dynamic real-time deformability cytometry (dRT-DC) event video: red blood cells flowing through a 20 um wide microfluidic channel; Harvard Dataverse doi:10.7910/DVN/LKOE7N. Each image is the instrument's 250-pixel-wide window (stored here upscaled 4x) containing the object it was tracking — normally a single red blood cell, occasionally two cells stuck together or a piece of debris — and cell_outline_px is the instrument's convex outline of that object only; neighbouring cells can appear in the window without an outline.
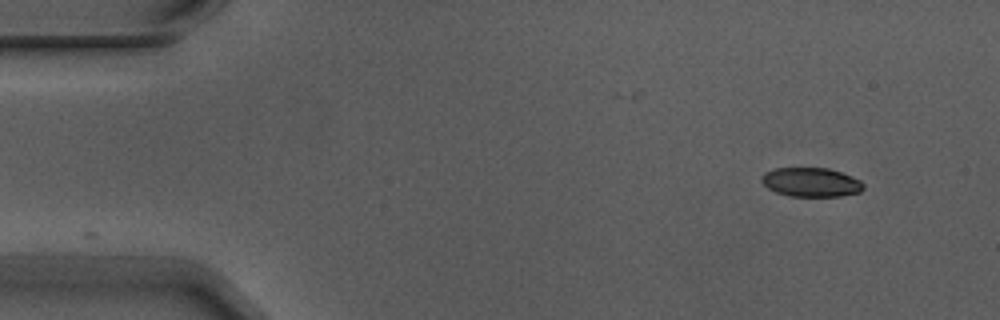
{"species": "Egyptian fruit bat (a non-hibernating species)", "species_latin": "Rousettus aegyptiacus", "temperature_condition": "warm", "stored_images_in_passage": 4, "camera_frame_rate_fps": 3000, "um_per_image_px": 0.085, "animal": {"sex": "male"}, "frame": {"image": 1, "passage_image": 1, "time_ms": 0.0, "image_size_px": [1000, 320], "cell_outline_px": [[864, 188], [860, 192], [840, 196], [788, 196], [776, 192], [768, 188], [760, 180], [760, 176], [764, 172], [776, 168], [828, 168], [840, 172], [860, 180], [864, 184]], "centroid_in_image_um": [68.91, 15.49], "position_along_channel_um": 16.1, "area_um2": 17.28}}
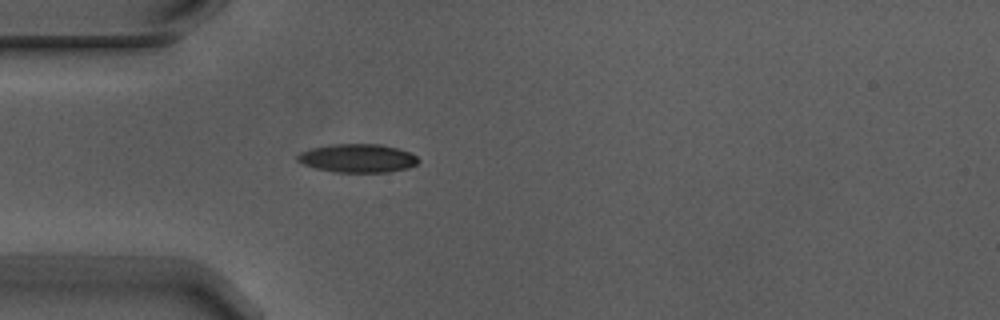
{"frame": {"image": 2, "passage_image": 4, "time_ms": 1.0, "image_size_px": [1000, 320], "cell_outline_px": [[420, 160], [416, 164], [408, 168], [388, 172], [332, 172], [316, 168], [304, 164], [296, 160], [296, 156], [300, 152], [312, 148], [332, 144], [380, 144], [396, 148], [408, 152], [416, 156]], "centroid_in_image_um": [30.38, 13.45], "position_along_channel_um": 54.6, "area_um2": 20.0}}